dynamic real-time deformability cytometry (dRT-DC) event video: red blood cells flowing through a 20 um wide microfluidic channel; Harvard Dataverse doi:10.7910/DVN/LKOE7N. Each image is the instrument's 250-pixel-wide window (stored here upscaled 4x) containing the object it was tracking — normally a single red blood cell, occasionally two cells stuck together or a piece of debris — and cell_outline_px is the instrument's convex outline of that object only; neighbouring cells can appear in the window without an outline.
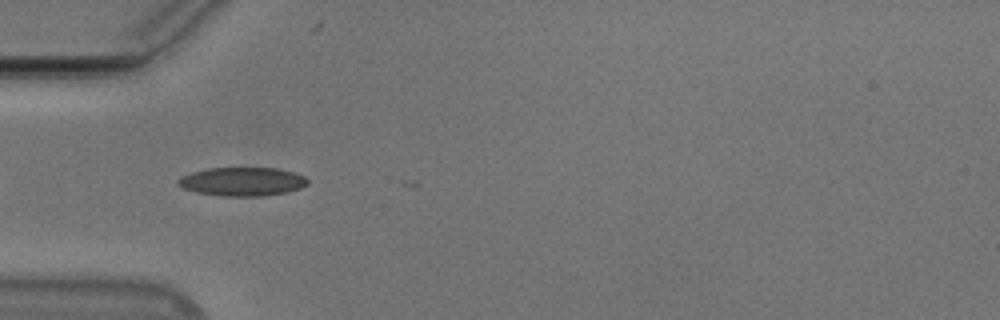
{"species": "Egyptian fruit bat (a non-hibernating species)", "species_latin": "Rousettus aegyptiacus", "temperature_condition": "cold", "stored_images_in_passage": 5, "camera_frame_rate_fps": 3000, "um_per_image_px": 0.085, "animal": {"sex": "male"}, "frame": {"image": 1, "passage_image": 1, "time_ms": 0.0, "image_size_px": [1000, 320], "cell_outline_px": [[308, 184], [300, 188], [288, 192], [264, 196], [224, 196], [196, 192], [184, 188], [176, 184], [176, 180], [180, 176], [192, 172], [208, 168], [276, 168], [292, 172], [304, 176], [308, 180]], "centroid_in_image_um": [20.58, 15.44], "position_along_channel_um": 64.4, "area_um2": 21.68}}